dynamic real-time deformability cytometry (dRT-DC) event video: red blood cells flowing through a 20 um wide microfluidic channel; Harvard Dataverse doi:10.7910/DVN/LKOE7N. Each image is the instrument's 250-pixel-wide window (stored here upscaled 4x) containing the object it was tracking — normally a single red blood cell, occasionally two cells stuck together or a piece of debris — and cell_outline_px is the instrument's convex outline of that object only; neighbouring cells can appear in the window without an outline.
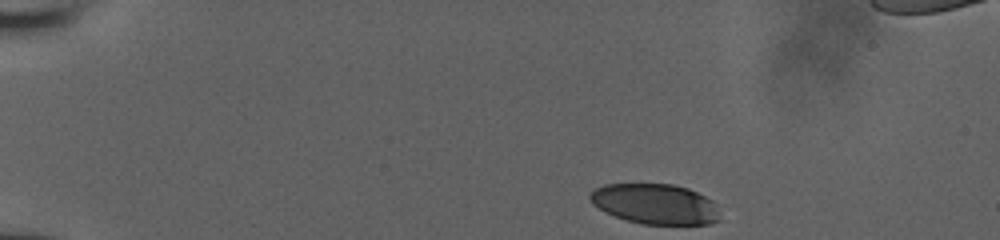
{"species": "human", "species_latin": "Homo sapiens", "temperature_condition": "room temperature", "stored_images_in_passage": 38, "camera_frame_rate_fps": 3000, "um_per_image_px": 0.085, "donor": {"sex": "male"}, "frame": {"image": 1, "passage_image": 1, "time_ms": 0.0, "image_size_px": [1000, 240], "cell_outline_px": [[720, 220], [708, 224], [640, 224], [604, 212], [592, 204], [588, 196], [596, 188], [604, 184], [672, 184], [688, 188], [712, 200]], "centroid_in_image_um": [55.65, 17.33], "position_along_channel_um": 29.3, "area_um2": 30.29}}
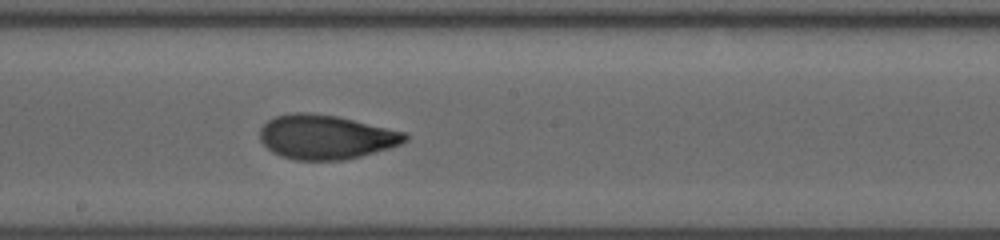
{"frame": {"image": 2, "passage_image": 22, "time_ms": 7.0, "image_size_px": [1000, 240], "cell_outline_px": [[408, 140], [400, 144], [388, 148], [360, 156], [344, 160], [296, 160], [280, 156], [272, 152], [260, 140], [260, 128], [268, 120], [276, 116], [292, 112], [308, 112], [336, 116], [404, 132], [408, 136]], "centroid_in_image_um": [27.66, 11.65], "position_along_channel_um": 220.5, "area_um2": 37.22}}
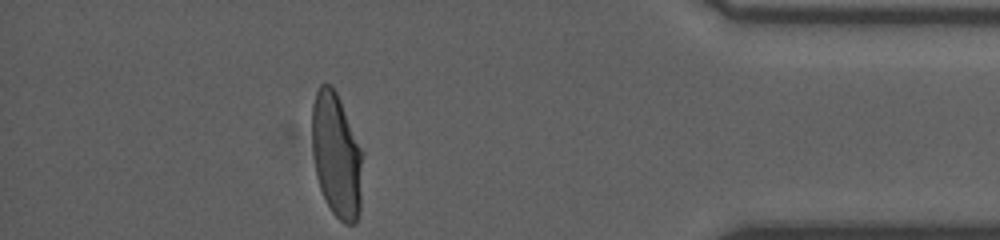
{"frame": {"image": 3, "passage_image": 38, "time_ms": 12.333, "image_size_px": [1000, 240], "cell_outline_px": [[364, 152], [360, 212], [356, 224], [344, 224], [332, 212], [320, 188], [316, 176], [312, 148], [312, 104], [316, 92], [320, 84], [332, 84], [340, 100]], "centroid_in_image_um": [28.63, 13.21], "position_along_channel_um": 406.6, "area_um2": 37.34}}